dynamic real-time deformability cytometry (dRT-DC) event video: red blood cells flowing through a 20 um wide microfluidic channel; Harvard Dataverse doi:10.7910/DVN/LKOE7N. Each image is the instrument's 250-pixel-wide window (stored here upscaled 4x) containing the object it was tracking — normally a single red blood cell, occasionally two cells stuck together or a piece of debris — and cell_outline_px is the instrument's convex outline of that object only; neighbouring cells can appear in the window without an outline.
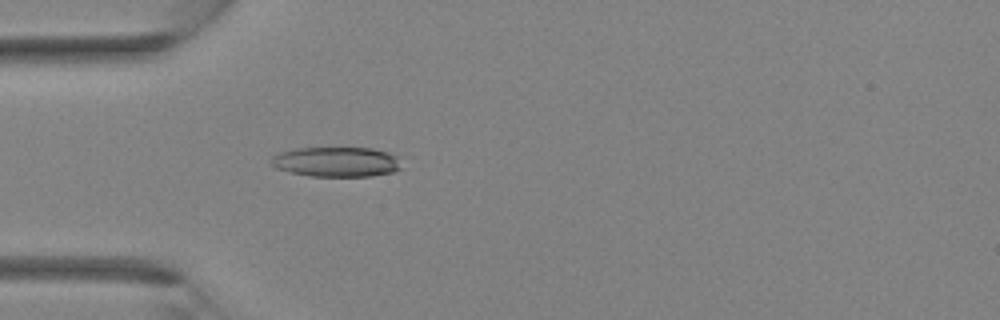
{"species": "Egyptian fruit bat (a non-hibernating species)", "species_latin": "Rousettus aegyptiacus", "temperature_condition": "room temperature", "stored_images_in_passage": 26, "camera_frame_rate_fps": 3000, "um_per_image_px": 0.085, "animal": {"sex": "female"}, "frame": {"image": 1, "passage_image": 2, "time_ms": 0.333, "image_size_px": [1000, 320], "cell_outline_px": [[404, 168], [392, 172], [372, 176], [312, 176], [292, 172], [276, 168], [268, 160], [272, 156], [280, 152], [296, 148], [372, 148], [388, 152], [396, 156]], "centroid_in_image_um": [28.61, 13.75], "position_along_channel_um": 56.4, "area_um2": 22.77}}
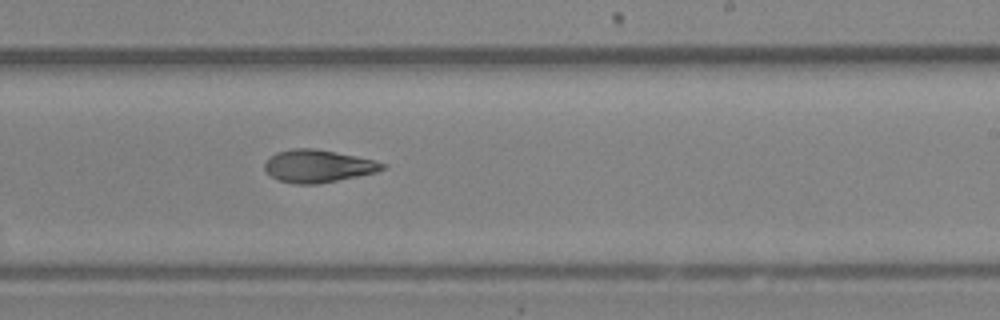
{"frame": {"image": 2, "passage_image": 13, "time_ms": 4.0, "image_size_px": [1000, 320], "cell_outline_px": [[388, 164], [384, 168], [376, 172], [316, 184], [296, 184], [280, 180], [272, 176], [264, 168], [264, 164], [276, 152], [292, 148], [312, 148], [336, 152], [376, 160]], "centroid_in_image_um": [27.05, 14.1], "position_along_channel_um": 262.0, "area_um2": 22.08}}
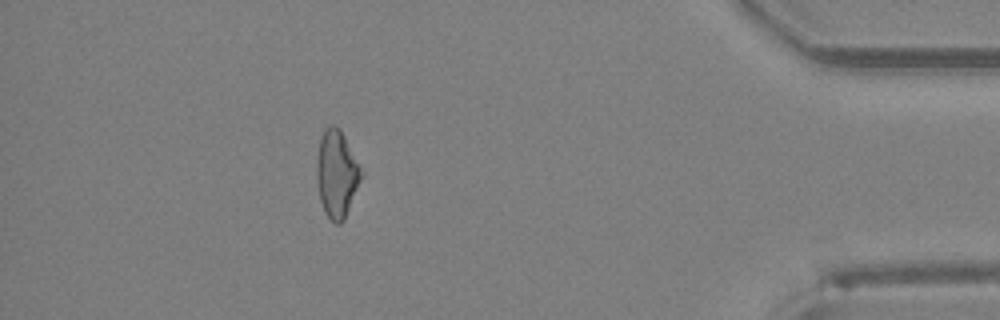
{"frame": {"image": 3, "passage_image": 23, "time_ms": 7.333, "image_size_px": [1000, 320], "cell_outline_px": [[364, 176], [344, 220], [340, 224], [336, 224], [324, 212], [320, 200], [316, 176], [316, 160], [320, 140], [324, 132], [332, 124], [340, 128], [364, 172]], "centroid_in_image_um": [28.65, 14.81], "position_along_channel_um": 406.6, "area_um2": 22.83}}